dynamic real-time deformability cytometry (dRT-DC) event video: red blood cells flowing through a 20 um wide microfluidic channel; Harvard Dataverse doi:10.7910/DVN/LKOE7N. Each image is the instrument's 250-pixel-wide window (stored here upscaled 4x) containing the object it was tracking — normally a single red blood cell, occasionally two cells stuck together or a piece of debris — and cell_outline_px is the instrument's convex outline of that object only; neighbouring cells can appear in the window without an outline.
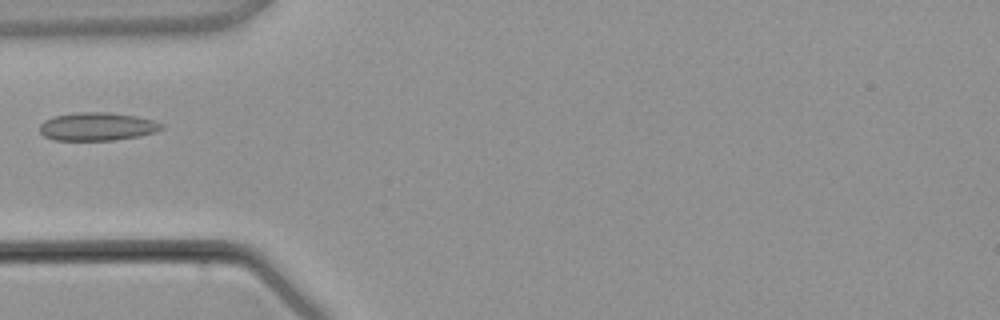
{"species": "common noctule bat (a hibernating species)", "species_latin": "Nyctalus noctula", "temperature_condition": "warm", "stored_images_in_passage": 3, "camera_frame_rate_fps": 3000, "um_per_image_px": 0.085, "animal": {"sex": "male", "body_mass_g": 21.5, "forearm_length_mm": 52.0}, "frame": {"image": 1, "passage_image": 3, "time_ms": 2.333, "image_size_px": [1000, 320], "cell_outline_px": [[164, 128], [156, 132], [140, 136], [112, 140], [52, 140], [44, 136], [40, 132], [40, 124], [44, 120], [52, 116], [76, 112], [108, 112], [136, 116], [152, 120], [164, 124]], "centroid_in_image_um": [8.25, 10.75], "position_along_channel_um": 76.7, "area_um2": 20.17}}